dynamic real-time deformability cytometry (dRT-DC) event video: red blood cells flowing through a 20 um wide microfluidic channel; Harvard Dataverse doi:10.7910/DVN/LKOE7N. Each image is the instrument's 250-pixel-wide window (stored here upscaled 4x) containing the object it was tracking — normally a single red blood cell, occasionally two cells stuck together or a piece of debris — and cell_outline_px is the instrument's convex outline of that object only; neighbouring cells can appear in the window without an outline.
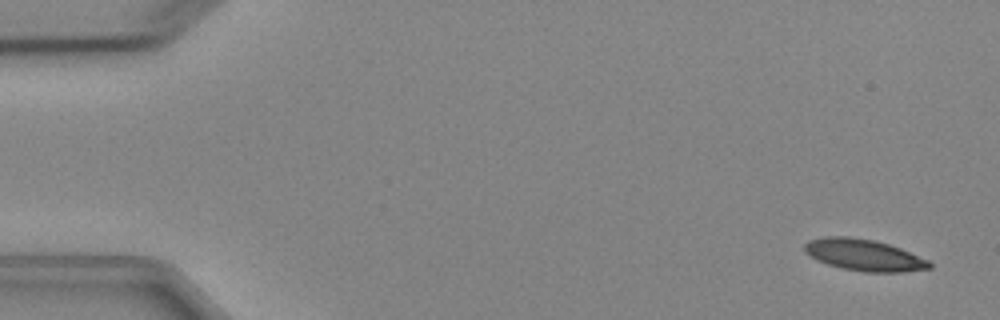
{"species": "Egyptian fruit bat (a non-hibernating species)", "species_latin": "Rousettus aegyptiacus", "temperature_condition": "cold", "stored_images_in_passage": 5, "camera_frame_rate_fps": 3000, "um_per_image_px": 0.085, "animal": {"sex": "female"}, "frame": {"image": 1, "passage_image": 1, "time_ms": 0.0, "image_size_px": [1000, 320], "cell_outline_px": [[932, 268], [904, 272], [864, 272], [844, 268], [828, 264], [816, 260], [804, 252], [804, 244], [808, 240], [824, 236], [848, 236], [872, 240], [888, 244], [900, 248], [928, 260], [932, 264]], "centroid_in_image_um": [73.41, 21.67], "position_along_channel_um": 11.6, "area_um2": 22.95}}
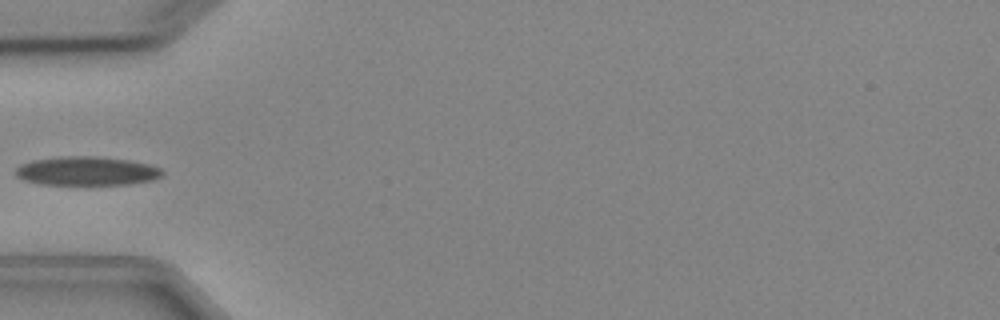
{"frame": {"image": 2, "passage_image": 5, "time_ms": 5.0, "image_size_px": [1000, 320], "cell_outline_px": [[164, 172], [160, 176], [152, 180], [128, 184], [40, 184], [24, 180], [16, 176], [16, 168], [20, 164], [32, 160], [60, 156], [100, 156], [128, 160], [148, 164], [160, 168]], "centroid_in_image_um": [7.34, 14.52], "position_along_channel_um": 77.7, "area_um2": 24.62}}